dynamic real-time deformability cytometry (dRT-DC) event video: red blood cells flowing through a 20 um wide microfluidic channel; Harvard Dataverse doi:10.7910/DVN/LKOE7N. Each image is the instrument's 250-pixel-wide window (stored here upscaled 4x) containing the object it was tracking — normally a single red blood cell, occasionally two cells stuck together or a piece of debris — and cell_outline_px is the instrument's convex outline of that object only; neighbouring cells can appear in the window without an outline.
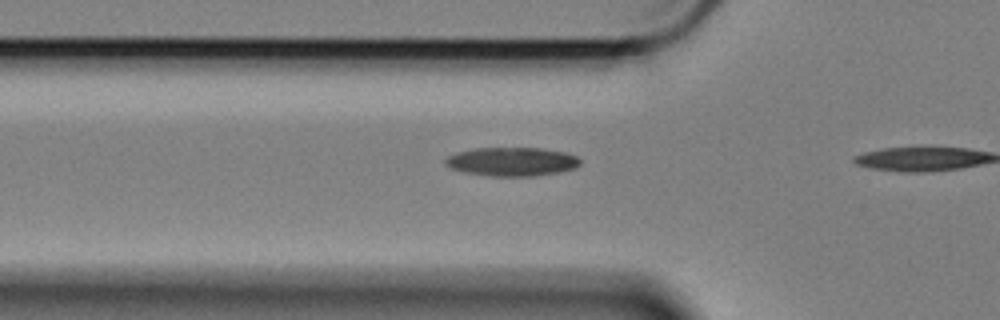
{"species": "Egyptian fruit bat (a non-hibernating species)", "species_latin": "Rousettus aegyptiacus", "temperature_condition": "cold", "stored_images_in_passage": 10, "camera_frame_rate_fps": 3000, "um_per_image_px": 0.085, "animal": {"sex": "female"}, "frame": {"image": 1, "passage_image": 9, "time_ms": 2.667, "image_size_px": [1000, 320], "cell_outline_px": [[580, 164], [576, 168], [536, 176], [488, 176], [464, 172], [452, 168], [444, 164], [444, 160], [448, 156], [460, 152], [476, 148], [540, 148], [564, 152], [576, 156], [580, 160]], "centroid_in_image_um": [43.51, 13.74], "position_along_channel_um": 82.3, "area_um2": 22.43}}